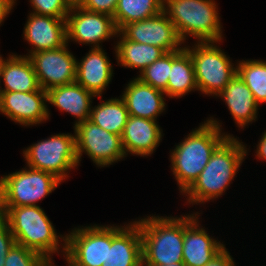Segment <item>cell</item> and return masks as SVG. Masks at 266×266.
<instances>
[{"label":"cell","mask_w":266,"mask_h":266,"mask_svg":"<svg viewBox=\"0 0 266 266\" xmlns=\"http://www.w3.org/2000/svg\"><path fill=\"white\" fill-rule=\"evenodd\" d=\"M92 96L95 97L93 93L74 82L47 90L46 102L75 116L78 119L74 124L76 125L90 119Z\"/></svg>","instance_id":"21"},{"label":"cell","mask_w":266,"mask_h":266,"mask_svg":"<svg viewBox=\"0 0 266 266\" xmlns=\"http://www.w3.org/2000/svg\"><path fill=\"white\" fill-rule=\"evenodd\" d=\"M171 70V52H166L154 63L147 66L137 77L143 83L163 91L167 94V82Z\"/></svg>","instance_id":"29"},{"label":"cell","mask_w":266,"mask_h":266,"mask_svg":"<svg viewBox=\"0 0 266 266\" xmlns=\"http://www.w3.org/2000/svg\"><path fill=\"white\" fill-rule=\"evenodd\" d=\"M257 156L261 159H266V132H264L260 143L257 146Z\"/></svg>","instance_id":"36"},{"label":"cell","mask_w":266,"mask_h":266,"mask_svg":"<svg viewBox=\"0 0 266 266\" xmlns=\"http://www.w3.org/2000/svg\"><path fill=\"white\" fill-rule=\"evenodd\" d=\"M16 243L8 224L0 219V266L5 265V257L9 250Z\"/></svg>","instance_id":"32"},{"label":"cell","mask_w":266,"mask_h":266,"mask_svg":"<svg viewBox=\"0 0 266 266\" xmlns=\"http://www.w3.org/2000/svg\"><path fill=\"white\" fill-rule=\"evenodd\" d=\"M214 119L193 130L171 154L172 171L181 193L198 178L215 149L231 135H221L220 124Z\"/></svg>","instance_id":"1"},{"label":"cell","mask_w":266,"mask_h":266,"mask_svg":"<svg viewBox=\"0 0 266 266\" xmlns=\"http://www.w3.org/2000/svg\"><path fill=\"white\" fill-rule=\"evenodd\" d=\"M214 43L198 42L193 49L184 48L192 58L198 90L217 96L237 74V67H233L229 57Z\"/></svg>","instance_id":"7"},{"label":"cell","mask_w":266,"mask_h":266,"mask_svg":"<svg viewBox=\"0 0 266 266\" xmlns=\"http://www.w3.org/2000/svg\"><path fill=\"white\" fill-rule=\"evenodd\" d=\"M216 7L213 0H163V12L169 15L182 41L186 35L197 38L198 42L222 40Z\"/></svg>","instance_id":"5"},{"label":"cell","mask_w":266,"mask_h":266,"mask_svg":"<svg viewBox=\"0 0 266 266\" xmlns=\"http://www.w3.org/2000/svg\"><path fill=\"white\" fill-rule=\"evenodd\" d=\"M226 102L231 115L240 127H244L257 117L258 104L253 93L236 74L218 95Z\"/></svg>","instance_id":"22"},{"label":"cell","mask_w":266,"mask_h":266,"mask_svg":"<svg viewBox=\"0 0 266 266\" xmlns=\"http://www.w3.org/2000/svg\"><path fill=\"white\" fill-rule=\"evenodd\" d=\"M24 37L35 47L31 54L61 48L67 44L66 19L31 13Z\"/></svg>","instance_id":"15"},{"label":"cell","mask_w":266,"mask_h":266,"mask_svg":"<svg viewBox=\"0 0 266 266\" xmlns=\"http://www.w3.org/2000/svg\"><path fill=\"white\" fill-rule=\"evenodd\" d=\"M5 88L2 92H33L41 87L28 56L11 55L1 68Z\"/></svg>","instance_id":"23"},{"label":"cell","mask_w":266,"mask_h":266,"mask_svg":"<svg viewBox=\"0 0 266 266\" xmlns=\"http://www.w3.org/2000/svg\"><path fill=\"white\" fill-rule=\"evenodd\" d=\"M163 11V0H118L113 15L120 31L125 25L154 17Z\"/></svg>","instance_id":"27"},{"label":"cell","mask_w":266,"mask_h":266,"mask_svg":"<svg viewBox=\"0 0 266 266\" xmlns=\"http://www.w3.org/2000/svg\"><path fill=\"white\" fill-rule=\"evenodd\" d=\"M47 266H54L53 263H49Z\"/></svg>","instance_id":"40"},{"label":"cell","mask_w":266,"mask_h":266,"mask_svg":"<svg viewBox=\"0 0 266 266\" xmlns=\"http://www.w3.org/2000/svg\"><path fill=\"white\" fill-rule=\"evenodd\" d=\"M143 266H186V265L183 262H178L167 265H143Z\"/></svg>","instance_id":"37"},{"label":"cell","mask_w":266,"mask_h":266,"mask_svg":"<svg viewBox=\"0 0 266 266\" xmlns=\"http://www.w3.org/2000/svg\"><path fill=\"white\" fill-rule=\"evenodd\" d=\"M163 94V91L135 78L127 85L121 98L129 115L156 121L165 108Z\"/></svg>","instance_id":"18"},{"label":"cell","mask_w":266,"mask_h":266,"mask_svg":"<svg viewBox=\"0 0 266 266\" xmlns=\"http://www.w3.org/2000/svg\"><path fill=\"white\" fill-rule=\"evenodd\" d=\"M134 222L142 236V265L183 262L184 216H151Z\"/></svg>","instance_id":"3"},{"label":"cell","mask_w":266,"mask_h":266,"mask_svg":"<svg viewBox=\"0 0 266 266\" xmlns=\"http://www.w3.org/2000/svg\"><path fill=\"white\" fill-rule=\"evenodd\" d=\"M118 0H83L80 4L86 10L113 17Z\"/></svg>","instance_id":"33"},{"label":"cell","mask_w":266,"mask_h":266,"mask_svg":"<svg viewBox=\"0 0 266 266\" xmlns=\"http://www.w3.org/2000/svg\"><path fill=\"white\" fill-rule=\"evenodd\" d=\"M28 57L43 90L76 82L77 60L68 51L67 44L61 48L35 52Z\"/></svg>","instance_id":"11"},{"label":"cell","mask_w":266,"mask_h":266,"mask_svg":"<svg viewBox=\"0 0 266 266\" xmlns=\"http://www.w3.org/2000/svg\"><path fill=\"white\" fill-rule=\"evenodd\" d=\"M76 229L63 237L69 266H102L107 259V245H111L112 226Z\"/></svg>","instance_id":"9"},{"label":"cell","mask_w":266,"mask_h":266,"mask_svg":"<svg viewBox=\"0 0 266 266\" xmlns=\"http://www.w3.org/2000/svg\"><path fill=\"white\" fill-rule=\"evenodd\" d=\"M102 48H91L82 62H77L76 82L95 96L102 92L112 79V65Z\"/></svg>","instance_id":"20"},{"label":"cell","mask_w":266,"mask_h":266,"mask_svg":"<svg viewBox=\"0 0 266 266\" xmlns=\"http://www.w3.org/2000/svg\"><path fill=\"white\" fill-rule=\"evenodd\" d=\"M120 32L130 41L150 44L165 52L183 49V47H179L183 42L182 39L174 24L163 11L154 17L131 22L125 25Z\"/></svg>","instance_id":"13"},{"label":"cell","mask_w":266,"mask_h":266,"mask_svg":"<svg viewBox=\"0 0 266 266\" xmlns=\"http://www.w3.org/2000/svg\"><path fill=\"white\" fill-rule=\"evenodd\" d=\"M197 216L184 215L183 263L186 266H205L225 246L208 236L204 228H197Z\"/></svg>","instance_id":"17"},{"label":"cell","mask_w":266,"mask_h":266,"mask_svg":"<svg viewBox=\"0 0 266 266\" xmlns=\"http://www.w3.org/2000/svg\"><path fill=\"white\" fill-rule=\"evenodd\" d=\"M236 67L237 74L251 90L257 104L266 102V61H241Z\"/></svg>","instance_id":"28"},{"label":"cell","mask_w":266,"mask_h":266,"mask_svg":"<svg viewBox=\"0 0 266 266\" xmlns=\"http://www.w3.org/2000/svg\"><path fill=\"white\" fill-rule=\"evenodd\" d=\"M122 37L116 45V57L118 63L129 68H140L142 72L147 66L154 63L166 52L150 44H143L128 40L120 31Z\"/></svg>","instance_id":"25"},{"label":"cell","mask_w":266,"mask_h":266,"mask_svg":"<svg viewBox=\"0 0 266 266\" xmlns=\"http://www.w3.org/2000/svg\"><path fill=\"white\" fill-rule=\"evenodd\" d=\"M17 244L33 250L52 263L51 254L59 249L58 236L40 206L0 207Z\"/></svg>","instance_id":"4"},{"label":"cell","mask_w":266,"mask_h":266,"mask_svg":"<svg viewBox=\"0 0 266 266\" xmlns=\"http://www.w3.org/2000/svg\"><path fill=\"white\" fill-rule=\"evenodd\" d=\"M161 131L155 120L129 115L121 135L125 154H152L163 136Z\"/></svg>","instance_id":"19"},{"label":"cell","mask_w":266,"mask_h":266,"mask_svg":"<svg viewBox=\"0 0 266 266\" xmlns=\"http://www.w3.org/2000/svg\"><path fill=\"white\" fill-rule=\"evenodd\" d=\"M230 253L224 247L214 258L205 266H234Z\"/></svg>","instance_id":"34"},{"label":"cell","mask_w":266,"mask_h":266,"mask_svg":"<svg viewBox=\"0 0 266 266\" xmlns=\"http://www.w3.org/2000/svg\"><path fill=\"white\" fill-rule=\"evenodd\" d=\"M54 175L29 167L0 178V207L36 206L60 184Z\"/></svg>","instance_id":"6"},{"label":"cell","mask_w":266,"mask_h":266,"mask_svg":"<svg viewBox=\"0 0 266 266\" xmlns=\"http://www.w3.org/2000/svg\"><path fill=\"white\" fill-rule=\"evenodd\" d=\"M66 32L67 43L73 39L83 44L94 43V48H100L99 43L117 35L118 29L113 17L72 5L66 18Z\"/></svg>","instance_id":"12"},{"label":"cell","mask_w":266,"mask_h":266,"mask_svg":"<svg viewBox=\"0 0 266 266\" xmlns=\"http://www.w3.org/2000/svg\"><path fill=\"white\" fill-rule=\"evenodd\" d=\"M28 167L46 171L61 182L67 170L78 165L75 135L58 134L33 144L23 152Z\"/></svg>","instance_id":"8"},{"label":"cell","mask_w":266,"mask_h":266,"mask_svg":"<svg viewBox=\"0 0 266 266\" xmlns=\"http://www.w3.org/2000/svg\"><path fill=\"white\" fill-rule=\"evenodd\" d=\"M15 0H0V24L11 11Z\"/></svg>","instance_id":"35"},{"label":"cell","mask_w":266,"mask_h":266,"mask_svg":"<svg viewBox=\"0 0 266 266\" xmlns=\"http://www.w3.org/2000/svg\"><path fill=\"white\" fill-rule=\"evenodd\" d=\"M49 263L39 253L15 243L5 257L4 266H47Z\"/></svg>","instance_id":"30"},{"label":"cell","mask_w":266,"mask_h":266,"mask_svg":"<svg viewBox=\"0 0 266 266\" xmlns=\"http://www.w3.org/2000/svg\"><path fill=\"white\" fill-rule=\"evenodd\" d=\"M45 101L47 91L42 88L33 92H2L0 112L25 126L35 125L49 117Z\"/></svg>","instance_id":"14"},{"label":"cell","mask_w":266,"mask_h":266,"mask_svg":"<svg viewBox=\"0 0 266 266\" xmlns=\"http://www.w3.org/2000/svg\"><path fill=\"white\" fill-rule=\"evenodd\" d=\"M129 112L122 98L110 99L91 109L90 121L107 132L122 135Z\"/></svg>","instance_id":"26"},{"label":"cell","mask_w":266,"mask_h":266,"mask_svg":"<svg viewBox=\"0 0 266 266\" xmlns=\"http://www.w3.org/2000/svg\"><path fill=\"white\" fill-rule=\"evenodd\" d=\"M78 163L85 152L97 166H108L126 156L120 135L95 125L90 120L74 126Z\"/></svg>","instance_id":"10"},{"label":"cell","mask_w":266,"mask_h":266,"mask_svg":"<svg viewBox=\"0 0 266 266\" xmlns=\"http://www.w3.org/2000/svg\"><path fill=\"white\" fill-rule=\"evenodd\" d=\"M246 151L236 138L228 136L215 149L198 178L184 192L188 194V202L203 203L221 196L234 179Z\"/></svg>","instance_id":"2"},{"label":"cell","mask_w":266,"mask_h":266,"mask_svg":"<svg viewBox=\"0 0 266 266\" xmlns=\"http://www.w3.org/2000/svg\"><path fill=\"white\" fill-rule=\"evenodd\" d=\"M3 59L0 56V78H1V68H2ZM2 89H0V98H1Z\"/></svg>","instance_id":"39"},{"label":"cell","mask_w":266,"mask_h":266,"mask_svg":"<svg viewBox=\"0 0 266 266\" xmlns=\"http://www.w3.org/2000/svg\"><path fill=\"white\" fill-rule=\"evenodd\" d=\"M193 89L198 90L190 53L185 48L171 52V70L167 82V96L178 98Z\"/></svg>","instance_id":"24"},{"label":"cell","mask_w":266,"mask_h":266,"mask_svg":"<svg viewBox=\"0 0 266 266\" xmlns=\"http://www.w3.org/2000/svg\"><path fill=\"white\" fill-rule=\"evenodd\" d=\"M71 5H80L83 0H67Z\"/></svg>","instance_id":"38"},{"label":"cell","mask_w":266,"mask_h":266,"mask_svg":"<svg viewBox=\"0 0 266 266\" xmlns=\"http://www.w3.org/2000/svg\"><path fill=\"white\" fill-rule=\"evenodd\" d=\"M102 266H143L142 236L136 222L126 228L112 226V241Z\"/></svg>","instance_id":"16"},{"label":"cell","mask_w":266,"mask_h":266,"mask_svg":"<svg viewBox=\"0 0 266 266\" xmlns=\"http://www.w3.org/2000/svg\"><path fill=\"white\" fill-rule=\"evenodd\" d=\"M36 14L66 19L71 4L67 0H30Z\"/></svg>","instance_id":"31"}]
</instances>
